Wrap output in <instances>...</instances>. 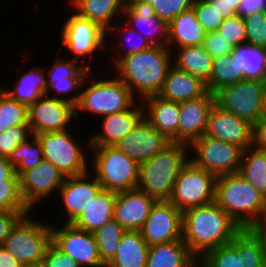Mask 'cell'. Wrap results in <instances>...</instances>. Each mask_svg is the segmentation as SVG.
Wrapping results in <instances>:
<instances>
[{
	"label": "cell",
	"mask_w": 266,
	"mask_h": 267,
	"mask_svg": "<svg viewBox=\"0 0 266 267\" xmlns=\"http://www.w3.org/2000/svg\"><path fill=\"white\" fill-rule=\"evenodd\" d=\"M241 230L216 202L183 211L182 240L197 259L209 250L229 244Z\"/></svg>",
	"instance_id": "6da1fadb"
},
{
	"label": "cell",
	"mask_w": 266,
	"mask_h": 267,
	"mask_svg": "<svg viewBox=\"0 0 266 267\" xmlns=\"http://www.w3.org/2000/svg\"><path fill=\"white\" fill-rule=\"evenodd\" d=\"M172 51L167 46L150 49L121 58L112 68L113 75L123 81L141 101L158 95L172 63Z\"/></svg>",
	"instance_id": "7a4b0ae2"
},
{
	"label": "cell",
	"mask_w": 266,
	"mask_h": 267,
	"mask_svg": "<svg viewBox=\"0 0 266 267\" xmlns=\"http://www.w3.org/2000/svg\"><path fill=\"white\" fill-rule=\"evenodd\" d=\"M215 202L241 229H255L266 208V198L238 172L217 176Z\"/></svg>",
	"instance_id": "3957f363"
},
{
	"label": "cell",
	"mask_w": 266,
	"mask_h": 267,
	"mask_svg": "<svg viewBox=\"0 0 266 267\" xmlns=\"http://www.w3.org/2000/svg\"><path fill=\"white\" fill-rule=\"evenodd\" d=\"M95 75L96 73L91 70L82 83L79 100L75 106L77 120L78 117H82V113L89 112L92 116L95 114L94 117H103L128 110L139 100L116 75L109 77L107 73L104 78H100V74L98 77Z\"/></svg>",
	"instance_id": "277c9868"
},
{
	"label": "cell",
	"mask_w": 266,
	"mask_h": 267,
	"mask_svg": "<svg viewBox=\"0 0 266 267\" xmlns=\"http://www.w3.org/2000/svg\"><path fill=\"white\" fill-rule=\"evenodd\" d=\"M189 146L171 142L161 152L139 165L137 189L157 201L169 200L175 181L190 160Z\"/></svg>",
	"instance_id": "5b68a950"
},
{
	"label": "cell",
	"mask_w": 266,
	"mask_h": 267,
	"mask_svg": "<svg viewBox=\"0 0 266 267\" xmlns=\"http://www.w3.org/2000/svg\"><path fill=\"white\" fill-rule=\"evenodd\" d=\"M89 170L102 189L122 192L137 189L139 164L114 146L91 147Z\"/></svg>",
	"instance_id": "8992f818"
},
{
	"label": "cell",
	"mask_w": 266,
	"mask_h": 267,
	"mask_svg": "<svg viewBox=\"0 0 266 267\" xmlns=\"http://www.w3.org/2000/svg\"><path fill=\"white\" fill-rule=\"evenodd\" d=\"M73 132L70 128L35 135L42 145L44 160L55 166L64 177L81 175L90 170V154L87 153L91 148L90 138L82 142L74 137Z\"/></svg>",
	"instance_id": "52a82bcc"
},
{
	"label": "cell",
	"mask_w": 266,
	"mask_h": 267,
	"mask_svg": "<svg viewBox=\"0 0 266 267\" xmlns=\"http://www.w3.org/2000/svg\"><path fill=\"white\" fill-rule=\"evenodd\" d=\"M32 214L25 215L2 244L24 266L42 264L46 249L52 242L51 223H43Z\"/></svg>",
	"instance_id": "ba28073f"
},
{
	"label": "cell",
	"mask_w": 266,
	"mask_h": 267,
	"mask_svg": "<svg viewBox=\"0 0 266 267\" xmlns=\"http://www.w3.org/2000/svg\"><path fill=\"white\" fill-rule=\"evenodd\" d=\"M62 25L60 33L62 42L58 51L60 52L64 47L70 52L71 56L69 55L68 59L76 61L82 59L81 64L90 71L93 70L91 62L94 59L92 58L95 57L96 53L99 54V51L101 53V51L106 50L104 49L106 46H110L108 44L110 40L106 38V31L76 12L70 14L69 17L67 16Z\"/></svg>",
	"instance_id": "9c48e42d"
},
{
	"label": "cell",
	"mask_w": 266,
	"mask_h": 267,
	"mask_svg": "<svg viewBox=\"0 0 266 267\" xmlns=\"http://www.w3.org/2000/svg\"><path fill=\"white\" fill-rule=\"evenodd\" d=\"M216 180V175L189 160L175 181L169 201L182 212L215 202Z\"/></svg>",
	"instance_id": "30bf717a"
},
{
	"label": "cell",
	"mask_w": 266,
	"mask_h": 267,
	"mask_svg": "<svg viewBox=\"0 0 266 267\" xmlns=\"http://www.w3.org/2000/svg\"><path fill=\"white\" fill-rule=\"evenodd\" d=\"M189 150L190 160L196 166L216 176L237 173L244 152V149L236 144L205 135L195 140Z\"/></svg>",
	"instance_id": "8fae6325"
},
{
	"label": "cell",
	"mask_w": 266,
	"mask_h": 267,
	"mask_svg": "<svg viewBox=\"0 0 266 267\" xmlns=\"http://www.w3.org/2000/svg\"><path fill=\"white\" fill-rule=\"evenodd\" d=\"M263 88L264 82L243 79L219 89L215 104L254 125L262 118Z\"/></svg>",
	"instance_id": "7c38bea8"
},
{
	"label": "cell",
	"mask_w": 266,
	"mask_h": 267,
	"mask_svg": "<svg viewBox=\"0 0 266 267\" xmlns=\"http://www.w3.org/2000/svg\"><path fill=\"white\" fill-rule=\"evenodd\" d=\"M52 222V242L80 267H106L100 259L92 232L79 229L72 223H63L59 227Z\"/></svg>",
	"instance_id": "4fadbf2b"
},
{
	"label": "cell",
	"mask_w": 266,
	"mask_h": 267,
	"mask_svg": "<svg viewBox=\"0 0 266 267\" xmlns=\"http://www.w3.org/2000/svg\"><path fill=\"white\" fill-rule=\"evenodd\" d=\"M28 112V124L32 135L65 131L70 129L71 126L73 129V118H76V110L73 104L46 95L30 105ZM71 123L73 125H70Z\"/></svg>",
	"instance_id": "5bb4252c"
},
{
	"label": "cell",
	"mask_w": 266,
	"mask_h": 267,
	"mask_svg": "<svg viewBox=\"0 0 266 267\" xmlns=\"http://www.w3.org/2000/svg\"><path fill=\"white\" fill-rule=\"evenodd\" d=\"M183 212L169 200L156 201L140 229L149 246L182 239Z\"/></svg>",
	"instance_id": "9a60e30c"
},
{
	"label": "cell",
	"mask_w": 266,
	"mask_h": 267,
	"mask_svg": "<svg viewBox=\"0 0 266 267\" xmlns=\"http://www.w3.org/2000/svg\"><path fill=\"white\" fill-rule=\"evenodd\" d=\"M64 176L49 161L43 160L19 176L20 192L27 207L34 212L45 198L59 192ZM54 192V193H53ZM36 207V208H35Z\"/></svg>",
	"instance_id": "2e32d148"
},
{
	"label": "cell",
	"mask_w": 266,
	"mask_h": 267,
	"mask_svg": "<svg viewBox=\"0 0 266 267\" xmlns=\"http://www.w3.org/2000/svg\"><path fill=\"white\" fill-rule=\"evenodd\" d=\"M102 190L98 180L90 171L65 177L59 192L56 193L61 200L63 213L65 212L64 223H73Z\"/></svg>",
	"instance_id": "e0dca14e"
},
{
	"label": "cell",
	"mask_w": 266,
	"mask_h": 267,
	"mask_svg": "<svg viewBox=\"0 0 266 267\" xmlns=\"http://www.w3.org/2000/svg\"><path fill=\"white\" fill-rule=\"evenodd\" d=\"M171 141L144 117L114 146L139 165L161 152Z\"/></svg>",
	"instance_id": "ac0fdd59"
},
{
	"label": "cell",
	"mask_w": 266,
	"mask_h": 267,
	"mask_svg": "<svg viewBox=\"0 0 266 267\" xmlns=\"http://www.w3.org/2000/svg\"><path fill=\"white\" fill-rule=\"evenodd\" d=\"M252 134L253 124L214 103L208 115L205 136L236 144L245 150L252 147Z\"/></svg>",
	"instance_id": "d6986e66"
},
{
	"label": "cell",
	"mask_w": 266,
	"mask_h": 267,
	"mask_svg": "<svg viewBox=\"0 0 266 267\" xmlns=\"http://www.w3.org/2000/svg\"><path fill=\"white\" fill-rule=\"evenodd\" d=\"M144 117L141 101L130 109L99 117L101 131L90 135V147L115 146L120 139L128 135Z\"/></svg>",
	"instance_id": "ffe728a7"
},
{
	"label": "cell",
	"mask_w": 266,
	"mask_h": 267,
	"mask_svg": "<svg viewBox=\"0 0 266 267\" xmlns=\"http://www.w3.org/2000/svg\"><path fill=\"white\" fill-rule=\"evenodd\" d=\"M214 103V94L210 92L201 98L179 103L178 143L190 146L205 135L208 115Z\"/></svg>",
	"instance_id": "44dd1931"
},
{
	"label": "cell",
	"mask_w": 266,
	"mask_h": 267,
	"mask_svg": "<svg viewBox=\"0 0 266 267\" xmlns=\"http://www.w3.org/2000/svg\"><path fill=\"white\" fill-rule=\"evenodd\" d=\"M124 5L123 19L121 20L140 32L153 46H167L168 23L155 15L154 9L149 3H124Z\"/></svg>",
	"instance_id": "7402d4cb"
},
{
	"label": "cell",
	"mask_w": 266,
	"mask_h": 267,
	"mask_svg": "<svg viewBox=\"0 0 266 267\" xmlns=\"http://www.w3.org/2000/svg\"><path fill=\"white\" fill-rule=\"evenodd\" d=\"M156 201L138 189L117 192L113 218L125 230L140 231Z\"/></svg>",
	"instance_id": "603a6c76"
},
{
	"label": "cell",
	"mask_w": 266,
	"mask_h": 267,
	"mask_svg": "<svg viewBox=\"0 0 266 267\" xmlns=\"http://www.w3.org/2000/svg\"><path fill=\"white\" fill-rule=\"evenodd\" d=\"M141 103L144 118L171 142L178 143L179 103L162 99L158 95L148 96Z\"/></svg>",
	"instance_id": "cb8c5ba5"
},
{
	"label": "cell",
	"mask_w": 266,
	"mask_h": 267,
	"mask_svg": "<svg viewBox=\"0 0 266 267\" xmlns=\"http://www.w3.org/2000/svg\"><path fill=\"white\" fill-rule=\"evenodd\" d=\"M207 93L208 89L205 82L172 65L158 96L168 101L181 103L201 98Z\"/></svg>",
	"instance_id": "d4e9b609"
},
{
	"label": "cell",
	"mask_w": 266,
	"mask_h": 267,
	"mask_svg": "<svg viewBox=\"0 0 266 267\" xmlns=\"http://www.w3.org/2000/svg\"><path fill=\"white\" fill-rule=\"evenodd\" d=\"M207 32L196 19L194 10L188 9L178 14L168 23L167 47L175 48L202 45Z\"/></svg>",
	"instance_id": "484cf974"
},
{
	"label": "cell",
	"mask_w": 266,
	"mask_h": 267,
	"mask_svg": "<svg viewBox=\"0 0 266 267\" xmlns=\"http://www.w3.org/2000/svg\"><path fill=\"white\" fill-rule=\"evenodd\" d=\"M68 5H72L73 12L94 22L105 31L117 22V18L119 20L123 17L125 8L124 0H69Z\"/></svg>",
	"instance_id": "4316f807"
},
{
	"label": "cell",
	"mask_w": 266,
	"mask_h": 267,
	"mask_svg": "<svg viewBox=\"0 0 266 267\" xmlns=\"http://www.w3.org/2000/svg\"><path fill=\"white\" fill-rule=\"evenodd\" d=\"M146 267H198V259L181 239L149 246Z\"/></svg>",
	"instance_id": "83f0119b"
},
{
	"label": "cell",
	"mask_w": 266,
	"mask_h": 267,
	"mask_svg": "<svg viewBox=\"0 0 266 267\" xmlns=\"http://www.w3.org/2000/svg\"><path fill=\"white\" fill-rule=\"evenodd\" d=\"M46 69L41 66L31 67L22 73L16 82L14 88L1 86V90L10 98L25 104L28 107L34 104L40 97L46 93Z\"/></svg>",
	"instance_id": "f1b7e54d"
},
{
	"label": "cell",
	"mask_w": 266,
	"mask_h": 267,
	"mask_svg": "<svg viewBox=\"0 0 266 267\" xmlns=\"http://www.w3.org/2000/svg\"><path fill=\"white\" fill-rule=\"evenodd\" d=\"M148 249L140 231L126 230L114 258L106 267H146Z\"/></svg>",
	"instance_id": "f546056e"
},
{
	"label": "cell",
	"mask_w": 266,
	"mask_h": 267,
	"mask_svg": "<svg viewBox=\"0 0 266 267\" xmlns=\"http://www.w3.org/2000/svg\"><path fill=\"white\" fill-rule=\"evenodd\" d=\"M125 33V34H124ZM111 37H110V36ZM114 36V37H113ZM132 36V37H131ZM106 37H110L117 41L114 44L112 48H109L110 51H112L111 54H114L113 56L116 57H110V59H114L112 62V67L121 59L124 57H127L132 54H136L138 52H142L145 50L150 49L153 45L151 42L143 37L140 32L137 30L132 29L128 24H126L123 20L118 21V23L115 22L107 31H106ZM120 38V39H119ZM135 39V40H134ZM133 40V41H132ZM124 46V47H123ZM125 48V49H123ZM118 54V55H117Z\"/></svg>",
	"instance_id": "4dcf8cb0"
},
{
	"label": "cell",
	"mask_w": 266,
	"mask_h": 267,
	"mask_svg": "<svg viewBox=\"0 0 266 267\" xmlns=\"http://www.w3.org/2000/svg\"><path fill=\"white\" fill-rule=\"evenodd\" d=\"M172 63L180 70L207 83L212 71L213 57L202 45L172 49ZM174 51V52H173Z\"/></svg>",
	"instance_id": "1f68e13d"
},
{
	"label": "cell",
	"mask_w": 266,
	"mask_h": 267,
	"mask_svg": "<svg viewBox=\"0 0 266 267\" xmlns=\"http://www.w3.org/2000/svg\"><path fill=\"white\" fill-rule=\"evenodd\" d=\"M116 192L102 190L72 223L75 227L94 232L113 219Z\"/></svg>",
	"instance_id": "d6a6232c"
},
{
	"label": "cell",
	"mask_w": 266,
	"mask_h": 267,
	"mask_svg": "<svg viewBox=\"0 0 266 267\" xmlns=\"http://www.w3.org/2000/svg\"><path fill=\"white\" fill-rule=\"evenodd\" d=\"M230 56L244 79L265 82L266 48L244 43L235 46Z\"/></svg>",
	"instance_id": "836d02e7"
},
{
	"label": "cell",
	"mask_w": 266,
	"mask_h": 267,
	"mask_svg": "<svg viewBox=\"0 0 266 267\" xmlns=\"http://www.w3.org/2000/svg\"><path fill=\"white\" fill-rule=\"evenodd\" d=\"M198 267H244L243 229L229 244L206 252L198 259Z\"/></svg>",
	"instance_id": "e575fe53"
},
{
	"label": "cell",
	"mask_w": 266,
	"mask_h": 267,
	"mask_svg": "<svg viewBox=\"0 0 266 267\" xmlns=\"http://www.w3.org/2000/svg\"><path fill=\"white\" fill-rule=\"evenodd\" d=\"M238 173L266 198V151L245 149Z\"/></svg>",
	"instance_id": "d590c367"
},
{
	"label": "cell",
	"mask_w": 266,
	"mask_h": 267,
	"mask_svg": "<svg viewBox=\"0 0 266 267\" xmlns=\"http://www.w3.org/2000/svg\"><path fill=\"white\" fill-rule=\"evenodd\" d=\"M243 79L244 76L235 66L234 59L230 55H224L213 58L212 71L206 86L208 92L215 94L219 89Z\"/></svg>",
	"instance_id": "8d00e7d4"
},
{
	"label": "cell",
	"mask_w": 266,
	"mask_h": 267,
	"mask_svg": "<svg viewBox=\"0 0 266 267\" xmlns=\"http://www.w3.org/2000/svg\"><path fill=\"white\" fill-rule=\"evenodd\" d=\"M126 230L113 218L93 233L102 263L106 266L115 256Z\"/></svg>",
	"instance_id": "74e56055"
},
{
	"label": "cell",
	"mask_w": 266,
	"mask_h": 267,
	"mask_svg": "<svg viewBox=\"0 0 266 267\" xmlns=\"http://www.w3.org/2000/svg\"><path fill=\"white\" fill-rule=\"evenodd\" d=\"M43 160V148L35 135L21 143L8 158L18 176L35 167Z\"/></svg>",
	"instance_id": "f35d334b"
},
{
	"label": "cell",
	"mask_w": 266,
	"mask_h": 267,
	"mask_svg": "<svg viewBox=\"0 0 266 267\" xmlns=\"http://www.w3.org/2000/svg\"><path fill=\"white\" fill-rule=\"evenodd\" d=\"M244 267H265L266 238L256 229H243Z\"/></svg>",
	"instance_id": "ab89813d"
},
{
	"label": "cell",
	"mask_w": 266,
	"mask_h": 267,
	"mask_svg": "<svg viewBox=\"0 0 266 267\" xmlns=\"http://www.w3.org/2000/svg\"><path fill=\"white\" fill-rule=\"evenodd\" d=\"M28 106L10 98L0 88V133L15 125L28 124Z\"/></svg>",
	"instance_id": "60d3db41"
},
{
	"label": "cell",
	"mask_w": 266,
	"mask_h": 267,
	"mask_svg": "<svg viewBox=\"0 0 266 267\" xmlns=\"http://www.w3.org/2000/svg\"><path fill=\"white\" fill-rule=\"evenodd\" d=\"M84 79L85 77H70V78L65 77L64 79H46L45 95L66 101L76 106L79 100L81 86Z\"/></svg>",
	"instance_id": "b9f144b4"
},
{
	"label": "cell",
	"mask_w": 266,
	"mask_h": 267,
	"mask_svg": "<svg viewBox=\"0 0 266 267\" xmlns=\"http://www.w3.org/2000/svg\"><path fill=\"white\" fill-rule=\"evenodd\" d=\"M61 55L57 51V57L49 66H47L48 73H46V79H64L70 77H86L90 70L83 66L80 61L68 59Z\"/></svg>",
	"instance_id": "7bdbcfd3"
},
{
	"label": "cell",
	"mask_w": 266,
	"mask_h": 267,
	"mask_svg": "<svg viewBox=\"0 0 266 267\" xmlns=\"http://www.w3.org/2000/svg\"><path fill=\"white\" fill-rule=\"evenodd\" d=\"M0 210L31 211L22 198L19 181H0Z\"/></svg>",
	"instance_id": "ee69618b"
},
{
	"label": "cell",
	"mask_w": 266,
	"mask_h": 267,
	"mask_svg": "<svg viewBox=\"0 0 266 267\" xmlns=\"http://www.w3.org/2000/svg\"><path fill=\"white\" fill-rule=\"evenodd\" d=\"M246 43L266 48V11H258L243 18Z\"/></svg>",
	"instance_id": "f6af8a7d"
},
{
	"label": "cell",
	"mask_w": 266,
	"mask_h": 267,
	"mask_svg": "<svg viewBox=\"0 0 266 267\" xmlns=\"http://www.w3.org/2000/svg\"><path fill=\"white\" fill-rule=\"evenodd\" d=\"M31 136L29 125H15L0 133V156L9 158L16 148Z\"/></svg>",
	"instance_id": "bcb514c9"
},
{
	"label": "cell",
	"mask_w": 266,
	"mask_h": 267,
	"mask_svg": "<svg viewBox=\"0 0 266 267\" xmlns=\"http://www.w3.org/2000/svg\"><path fill=\"white\" fill-rule=\"evenodd\" d=\"M192 9L207 33L217 31L223 23L224 18L208 0H195Z\"/></svg>",
	"instance_id": "7dc6e473"
},
{
	"label": "cell",
	"mask_w": 266,
	"mask_h": 267,
	"mask_svg": "<svg viewBox=\"0 0 266 267\" xmlns=\"http://www.w3.org/2000/svg\"><path fill=\"white\" fill-rule=\"evenodd\" d=\"M160 19L169 23L178 14L191 9L195 0H146Z\"/></svg>",
	"instance_id": "c3c4849f"
},
{
	"label": "cell",
	"mask_w": 266,
	"mask_h": 267,
	"mask_svg": "<svg viewBox=\"0 0 266 267\" xmlns=\"http://www.w3.org/2000/svg\"><path fill=\"white\" fill-rule=\"evenodd\" d=\"M217 32L234 47L246 43L245 21L239 15L224 19Z\"/></svg>",
	"instance_id": "681fc988"
},
{
	"label": "cell",
	"mask_w": 266,
	"mask_h": 267,
	"mask_svg": "<svg viewBox=\"0 0 266 267\" xmlns=\"http://www.w3.org/2000/svg\"><path fill=\"white\" fill-rule=\"evenodd\" d=\"M202 46L213 57L230 55L234 46L217 31L208 32Z\"/></svg>",
	"instance_id": "f907efd6"
},
{
	"label": "cell",
	"mask_w": 266,
	"mask_h": 267,
	"mask_svg": "<svg viewBox=\"0 0 266 267\" xmlns=\"http://www.w3.org/2000/svg\"><path fill=\"white\" fill-rule=\"evenodd\" d=\"M43 267H80L69 255L61 251L53 242L47 247Z\"/></svg>",
	"instance_id": "816d5d0a"
},
{
	"label": "cell",
	"mask_w": 266,
	"mask_h": 267,
	"mask_svg": "<svg viewBox=\"0 0 266 267\" xmlns=\"http://www.w3.org/2000/svg\"><path fill=\"white\" fill-rule=\"evenodd\" d=\"M32 211H2L0 210V245L11 233L16 224Z\"/></svg>",
	"instance_id": "f5cc1de1"
},
{
	"label": "cell",
	"mask_w": 266,
	"mask_h": 267,
	"mask_svg": "<svg viewBox=\"0 0 266 267\" xmlns=\"http://www.w3.org/2000/svg\"><path fill=\"white\" fill-rule=\"evenodd\" d=\"M252 147L266 151V118H261L253 125Z\"/></svg>",
	"instance_id": "db71d44e"
},
{
	"label": "cell",
	"mask_w": 266,
	"mask_h": 267,
	"mask_svg": "<svg viewBox=\"0 0 266 267\" xmlns=\"http://www.w3.org/2000/svg\"><path fill=\"white\" fill-rule=\"evenodd\" d=\"M224 19L237 15L239 3L242 0H208Z\"/></svg>",
	"instance_id": "11a10c76"
},
{
	"label": "cell",
	"mask_w": 266,
	"mask_h": 267,
	"mask_svg": "<svg viewBox=\"0 0 266 267\" xmlns=\"http://www.w3.org/2000/svg\"><path fill=\"white\" fill-rule=\"evenodd\" d=\"M258 11H266V0H242L239 3L237 15L244 18Z\"/></svg>",
	"instance_id": "9f6ffc18"
},
{
	"label": "cell",
	"mask_w": 266,
	"mask_h": 267,
	"mask_svg": "<svg viewBox=\"0 0 266 267\" xmlns=\"http://www.w3.org/2000/svg\"><path fill=\"white\" fill-rule=\"evenodd\" d=\"M0 181H19L15 168L8 161V158L0 156Z\"/></svg>",
	"instance_id": "6f0895ef"
},
{
	"label": "cell",
	"mask_w": 266,
	"mask_h": 267,
	"mask_svg": "<svg viewBox=\"0 0 266 267\" xmlns=\"http://www.w3.org/2000/svg\"><path fill=\"white\" fill-rule=\"evenodd\" d=\"M2 245H0V267H23Z\"/></svg>",
	"instance_id": "680465c9"
},
{
	"label": "cell",
	"mask_w": 266,
	"mask_h": 267,
	"mask_svg": "<svg viewBox=\"0 0 266 267\" xmlns=\"http://www.w3.org/2000/svg\"><path fill=\"white\" fill-rule=\"evenodd\" d=\"M255 229L266 238V208L261 222Z\"/></svg>",
	"instance_id": "91938a15"
},
{
	"label": "cell",
	"mask_w": 266,
	"mask_h": 267,
	"mask_svg": "<svg viewBox=\"0 0 266 267\" xmlns=\"http://www.w3.org/2000/svg\"><path fill=\"white\" fill-rule=\"evenodd\" d=\"M262 118H266V81L264 82L263 88Z\"/></svg>",
	"instance_id": "94428289"
},
{
	"label": "cell",
	"mask_w": 266,
	"mask_h": 267,
	"mask_svg": "<svg viewBox=\"0 0 266 267\" xmlns=\"http://www.w3.org/2000/svg\"><path fill=\"white\" fill-rule=\"evenodd\" d=\"M146 2V0H124V3H139Z\"/></svg>",
	"instance_id": "6125c7cd"
},
{
	"label": "cell",
	"mask_w": 266,
	"mask_h": 267,
	"mask_svg": "<svg viewBox=\"0 0 266 267\" xmlns=\"http://www.w3.org/2000/svg\"><path fill=\"white\" fill-rule=\"evenodd\" d=\"M23 267H43L42 264H39V265H26V266H23Z\"/></svg>",
	"instance_id": "be15d7a7"
}]
</instances>
